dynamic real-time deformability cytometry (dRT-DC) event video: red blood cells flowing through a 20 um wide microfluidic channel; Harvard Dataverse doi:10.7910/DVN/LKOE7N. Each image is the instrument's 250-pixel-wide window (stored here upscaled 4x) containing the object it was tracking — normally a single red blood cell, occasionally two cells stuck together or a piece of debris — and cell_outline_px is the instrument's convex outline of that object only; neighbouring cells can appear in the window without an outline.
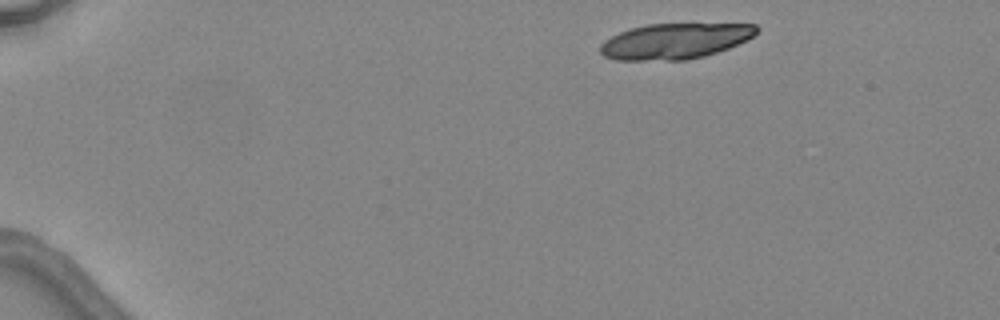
{"species": "common noctule bat (a hibernating species)", "species_latin": "Nyctalus noctula", "temperature_condition": "warm", "stored_images_in_passage": 5, "camera_frame_rate_fps": 3000, "um_per_image_px": 0.085, "animal": {"sex": "female", "body_mass_g": 24.6, "forearm_length_mm": 56.2}, "frame": {"image": 1, "passage_image": 1, "time_ms": 0.0, "image_size_px": [1000, 320], "cell_outline_px": [[760, 28], [752, 36], [728, 48], [704, 56], [688, 60], [616, 60], [604, 56], [600, 52], [600, 44], [604, 40], [620, 32], [632, 28], [648, 24], [756, 24]], "centroid_in_image_um": [57.34, 3.5], "position_along_channel_um": 27.7, "area_um2": 32.19}}